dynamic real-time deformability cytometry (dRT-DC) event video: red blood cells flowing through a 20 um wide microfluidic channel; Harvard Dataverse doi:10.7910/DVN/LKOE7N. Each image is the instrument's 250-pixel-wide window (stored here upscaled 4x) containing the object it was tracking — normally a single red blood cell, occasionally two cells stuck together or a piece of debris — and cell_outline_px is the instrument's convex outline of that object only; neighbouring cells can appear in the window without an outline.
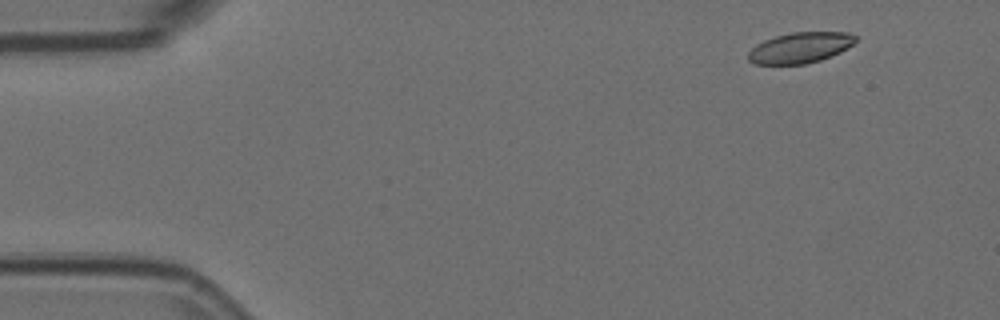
{"species": "Egyptian fruit bat (a non-hibernating species)", "species_latin": "Rousettus aegyptiacus", "temperature_condition": "room temperature", "stored_images_in_passage": 7, "camera_frame_rate_fps": 3000, "um_per_image_px": 0.085, "animal": {"sex": "female"}, "frame": {"image": 1, "passage_image": 1, "time_ms": 0.0, "image_size_px": [1000, 320], "cell_outline_px": [[856, 40], [852, 44], [840, 52], [820, 60], [804, 64], [752, 64], [748, 60], [748, 52], [756, 44], [764, 40], [776, 36], [792, 32], [848, 32], [856, 36]], "centroid_in_image_um": [67.98, 4.05], "position_along_channel_um": 17.0, "area_um2": 19.13}}
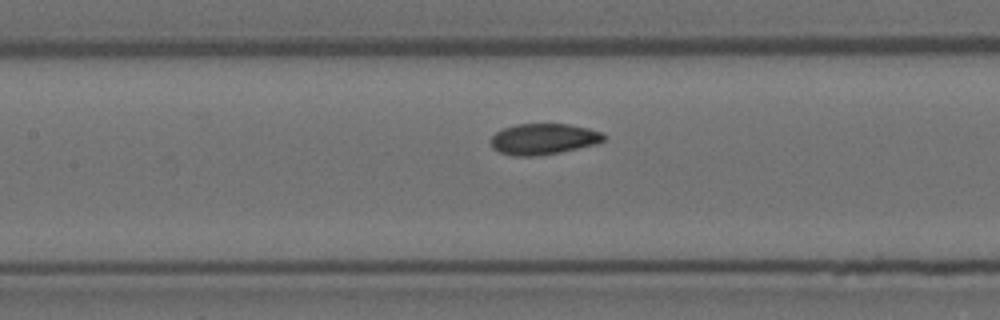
{"frame": {"image": 2, "passage_image": 7, "time_ms": 2.0, "image_size_px": [1000, 320], "cell_outline_px": [[608, 136], [604, 140], [596, 144], [560, 152], [536, 156], [516, 156], [500, 152], [492, 148], [492, 136], [496, 132], [504, 128], [516, 124], [568, 124], [588, 128], [604, 132]], "centroid_in_image_um": [46.24, 11.81], "position_along_channel_um": 161.2, "area_um2": 20.4}}